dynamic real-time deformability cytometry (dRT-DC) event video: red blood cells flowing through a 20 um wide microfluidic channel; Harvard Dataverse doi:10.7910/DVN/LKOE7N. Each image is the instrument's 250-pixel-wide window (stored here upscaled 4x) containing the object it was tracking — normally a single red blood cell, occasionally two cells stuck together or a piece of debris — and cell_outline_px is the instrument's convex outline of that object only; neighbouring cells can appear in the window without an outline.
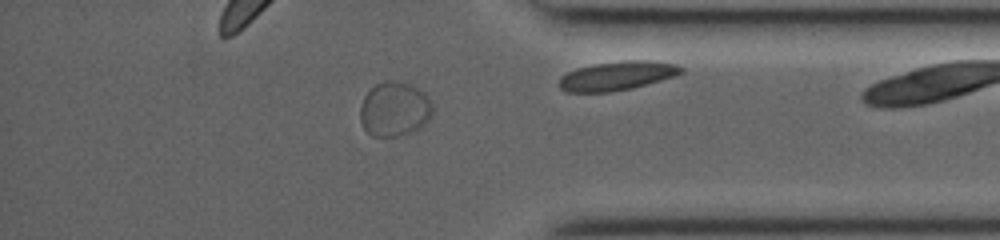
{"species": "common noctule bat (a hibernating species)", "species_latin": "Nyctalus noctula", "temperature_condition": "room temperature", "stored_images_in_passage": 25, "camera_frame_rate_fps": 3000, "um_per_image_px": 0.085, "animal": {"sex": "female", "body_mass_g": 19.0, "forearm_length_mm": 53.3}, "frame": {"image": 1, "passage_image": 22, "time_ms": 7.0, "image_size_px": [1000, 240], "cell_outline_px": [[432, 116], [420, 128], [412, 132], [396, 136], [372, 136], [364, 128], [360, 120], [360, 108], [364, 96], [376, 84], [384, 80], [396, 80], [412, 84], [424, 92], [432, 100]], "centroid_in_image_um": [33.55, 9.26], "position_along_channel_um": 401.6, "area_um2": 23.29}}